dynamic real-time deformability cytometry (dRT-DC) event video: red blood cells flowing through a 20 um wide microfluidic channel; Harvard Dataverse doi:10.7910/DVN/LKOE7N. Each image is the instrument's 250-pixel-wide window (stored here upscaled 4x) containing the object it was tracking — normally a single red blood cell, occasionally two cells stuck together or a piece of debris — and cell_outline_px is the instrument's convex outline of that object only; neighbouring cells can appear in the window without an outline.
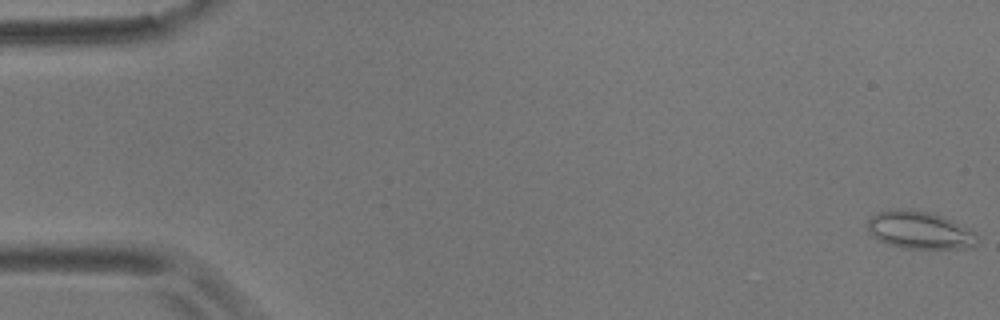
{"species": "common noctule bat (a hibernating species)", "species_latin": "Nyctalus noctula", "temperature_condition": "room temperature", "stored_images_in_passage": 44, "camera_frame_rate_fps": 3000, "um_per_image_px": 0.085, "animal": {"sex": "male", "body_mass_g": 17.9}, "frame": {"image": 1, "passage_image": 1, "time_ms": 0.0, "image_size_px": [1000, 320], "cell_outline_px": [[976, 244], [972, 248], [904, 248], [888, 244], [872, 236], [868, 232], [868, 220], [876, 212], [892, 208], [900, 208], [928, 212], [940, 216], [972, 232], [976, 236]], "centroid_in_image_um": [78.07, 19.56], "position_along_channel_um": 6.9, "area_um2": 23.52}}
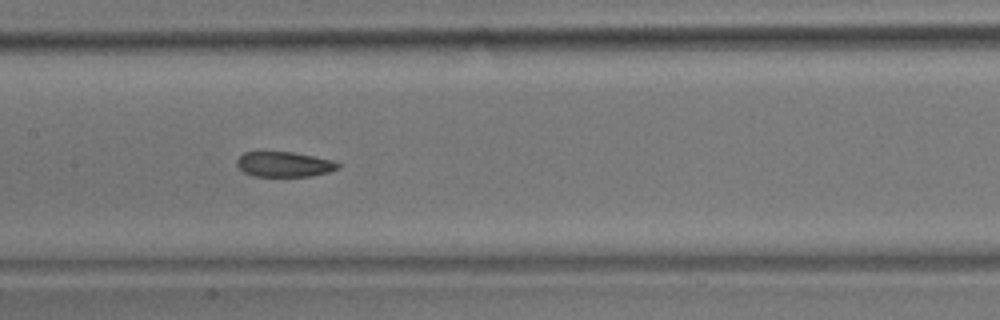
{"frame": {"image": 2, "passage_image": 28, "time_ms": 9.0, "image_size_px": [1000, 320], "cell_outline_px": [[340, 168], [328, 172], [312, 176], [252, 176], [244, 172], [236, 164], [236, 160], [244, 152], [292, 152], [332, 160], [340, 164]], "centroid_in_image_um": [24.15, 13.97], "position_along_channel_um": 183.2, "area_um2": 14.74}}
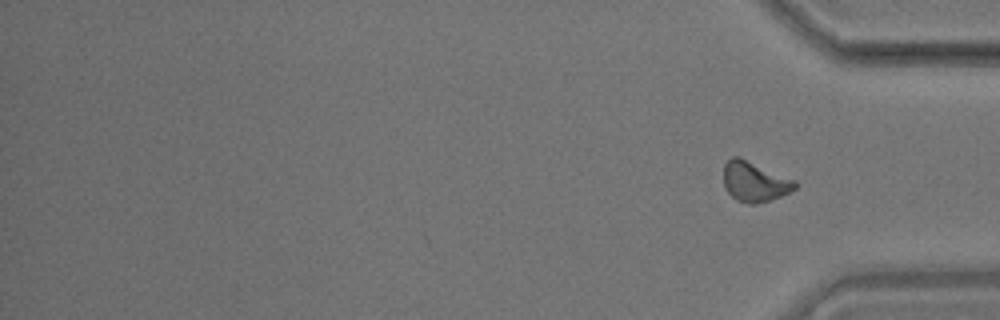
{"frame": {"image": 3, "passage_image": 44, "time_ms": 14.333, "image_size_px": [1000, 320], "cell_outline_px": [[800, 184], [796, 188], [780, 196], [756, 204], [748, 204], [736, 200], [724, 188], [724, 164], [732, 156], [740, 156], [796, 180]], "centroid_in_image_um": [64.15, 15.42], "position_along_channel_um": 371.1, "area_um2": 16.88}, "authors_computed_cell_mechanics": {"area_um2": 16.6464, "velocity_mm_per_s": 3.56, "shape_relaxation_time_tau1_ms": null, "shape_relaxation_time_tau2_ms": 3.4307, "deformation_change_tau1": null, "deformation_change_tau2": 0.0995}}